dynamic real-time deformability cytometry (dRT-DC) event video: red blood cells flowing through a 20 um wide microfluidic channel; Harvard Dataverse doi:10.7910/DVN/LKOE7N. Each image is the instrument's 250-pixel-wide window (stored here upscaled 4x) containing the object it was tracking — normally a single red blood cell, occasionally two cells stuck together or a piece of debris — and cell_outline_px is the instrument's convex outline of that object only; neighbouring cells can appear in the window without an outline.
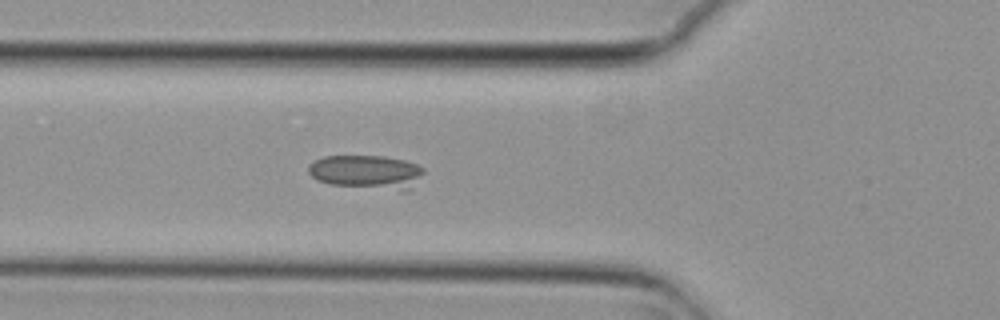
{"species": "common noctule bat (a hibernating species)", "species_latin": "Nyctalus noctula", "temperature_condition": "cold", "stored_images_in_passage": 5, "camera_frame_rate_fps": 3000, "um_per_image_px": 0.085, "animal": {"sex": "female", "body_mass_g": 29.2, "forearm_length_mm": 56.3}, "frame": {"image": 1, "passage_image": 5, "time_ms": 1.333, "image_size_px": [1000, 320], "cell_outline_px": [[424, 172], [412, 188], [404, 192], [400, 192], [332, 184], [316, 180], [308, 172], [308, 164], [312, 160], [324, 156], [384, 156], [404, 160], [416, 164], [424, 168]], "centroid_in_image_um": [31.17, 14.64], "position_along_channel_um": 94.6, "area_um2": 23.24}}